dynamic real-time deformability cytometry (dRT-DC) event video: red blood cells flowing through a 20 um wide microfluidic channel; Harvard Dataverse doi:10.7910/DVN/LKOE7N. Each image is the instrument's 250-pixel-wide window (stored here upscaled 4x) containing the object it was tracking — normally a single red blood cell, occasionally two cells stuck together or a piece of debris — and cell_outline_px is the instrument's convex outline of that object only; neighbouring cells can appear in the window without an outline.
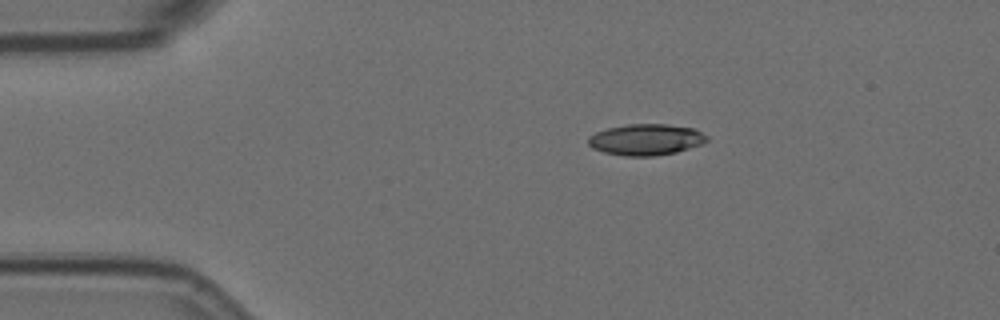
{"species": "Egyptian fruit bat (a non-hibernating species)", "species_latin": "Rousettus aegyptiacus", "temperature_condition": "room temperature", "stored_images_in_passage": 4, "camera_frame_rate_fps": 3000, "um_per_image_px": 0.085, "animal": {"sex": "female"}, "frame": {"image": 1, "passage_image": 1, "time_ms": 0.0, "image_size_px": [1000, 320], "cell_outline_px": [[708, 140], [704, 144], [676, 152], [656, 156], [624, 156], [604, 152], [592, 148], [588, 144], [588, 136], [596, 132], [608, 128], [628, 124], [664, 124], [692, 128], [708, 136]], "centroid_in_image_um": [54.91, 11.87], "position_along_channel_um": 30.1, "area_um2": 21.62}}
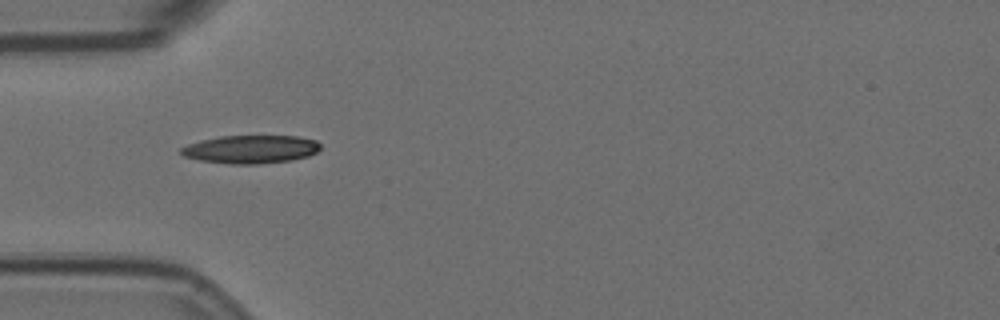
{"frame": {"image": 2, "passage_image": 3, "time_ms": 0.667, "image_size_px": [1000, 320], "cell_outline_px": [[320, 148], [316, 152], [308, 156], [292, 160], [256, 164], [232, 164], [200, 160], [184, 156], [180, 152], [180, 148], [188, 144], [200, 140], [220, 136], [296, 136], [316, 140], [320, 144]], "centroid_in_image_um": [21.31, 12.68], "position_along_channel_um": 63.7, "area_um2": 22.83}}
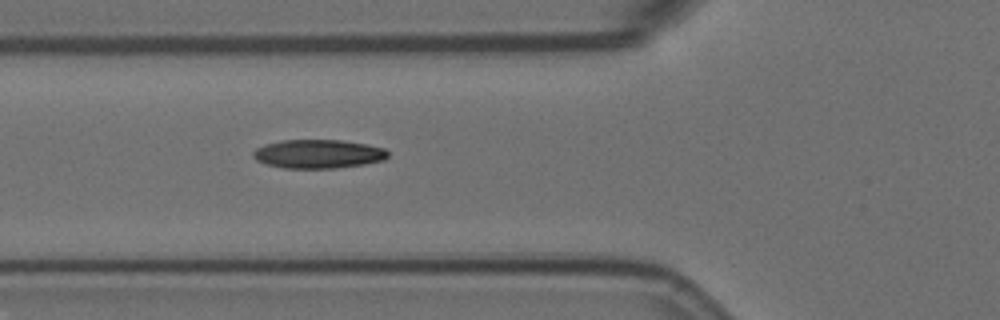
{"frame": {"image": 3, "passage_image": 4, "time_ms": 1.0, "image_size_px": [1000, 320], "cell_outline_px": [[388, 156], [384, 160], [364, 164], [336, 168], [284, 168], [268, 164], [256, 160], [252, 156], [252, 152], [256, 148], [264, 144], [280, 140], [340, 140], [364, 144], [384, 148], [388, 152]], "centroid_in_image_um": [27.02, 13.08], "position_along_channel_um": 98.8, "area_um2": 22.54}}